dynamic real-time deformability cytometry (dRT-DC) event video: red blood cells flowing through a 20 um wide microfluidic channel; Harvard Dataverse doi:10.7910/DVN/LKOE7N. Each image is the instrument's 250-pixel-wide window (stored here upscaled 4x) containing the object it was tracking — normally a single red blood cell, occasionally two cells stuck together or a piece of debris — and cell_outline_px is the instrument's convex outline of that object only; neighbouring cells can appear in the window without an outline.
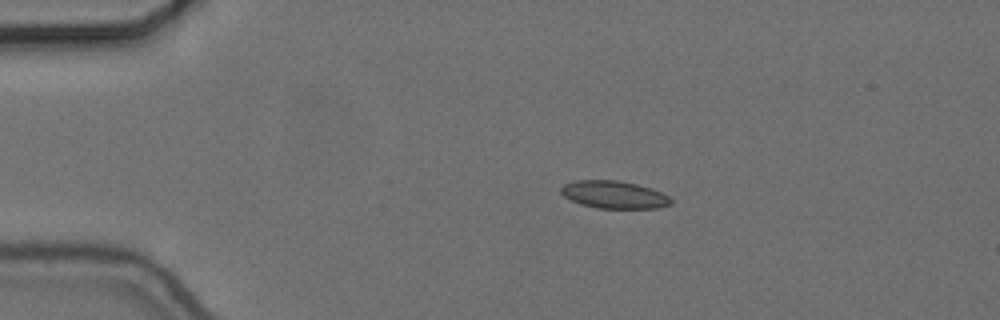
{"species": "common noctule bat (a hibernating species)", "species_latin": "Nyctalus noctula", "temperature_condition": "cold", "stored_images_in_passage": 10, "camera_frame_rate_fps": 3000, "um_per_image_px": 0.085, "animal": {"sex": "female", "body_mass_g": 24.6, "forearm_length_mm": 56.2}, "frame": {"image": 1, "passage_image": 1, "time_ms": 0.0, "image_size_px": [1000, 320], "cell_outline_px": [[672, 204], [660, 208], [596, 208], [580, 204], [564, 196], [560, 192], [560, 188], [564, 184], [576, 180], [616, 180], [636, 184], [652, 188], [668, 196], [672, 200]], "centroid_in_image_um": [52.19, 16.55], "position_along_channel_um": 32.8, "area_um2": 17.69}}
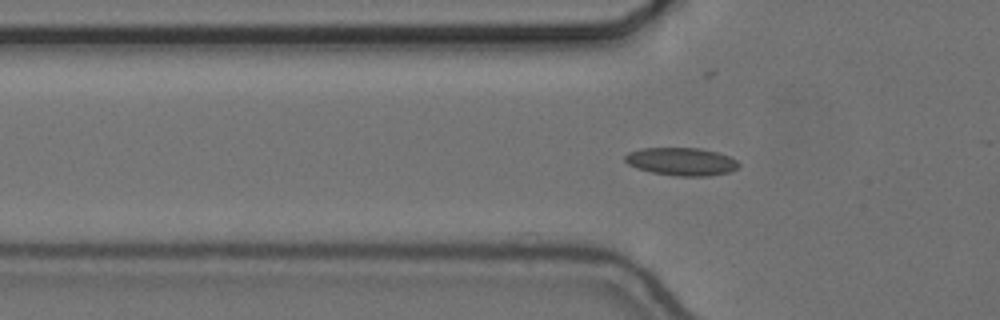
{"frame": {"image": 2, "passage_image": 8, "time_ms": 2.333, "image_size_px": [1000, 320], "cell_outline_px": [[740, 164], [736, 168], [728, 172], [708, 176], [676, 176], [652, 172], [636, 168], [628, 164], [624, 160], [624, 156], [628, 152], [640, 148], [700, 148], [716, 152], [728, 156], [736, 160]], "centroid_in_image_um": [57.88, 13.73], "position_along_channel_um": 67.9, "area_um2": 18.44}}